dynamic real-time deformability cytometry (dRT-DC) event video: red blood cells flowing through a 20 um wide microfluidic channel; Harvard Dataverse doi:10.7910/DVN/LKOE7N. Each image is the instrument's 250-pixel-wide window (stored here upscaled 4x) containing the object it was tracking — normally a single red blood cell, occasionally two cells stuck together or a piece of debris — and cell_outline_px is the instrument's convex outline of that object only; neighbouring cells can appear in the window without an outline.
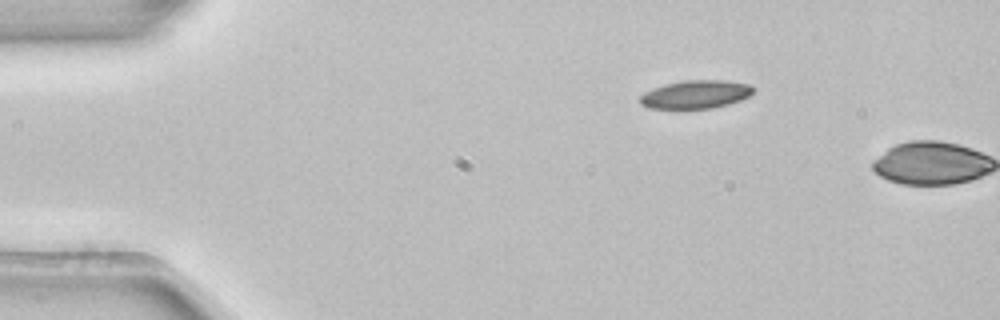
{"species": "common noctule bat (a hibernating species)", "species_latin": "Nyctalus noctula", "temperature_condition": "room temperature", "stored_images_in_passage": 2, "camera_frame_rate_fps": 3000, "um_per_image_px": 0.085, "animal": {"sex": "female", "body_mass_g": 22.7, "forearm_length_mm": 54.2}, "frame": {"image": 1, "passage_image": 2, "time_ms": 0.333, "image_size_px": [1000, 320], "cell_outline_px": [[752, 92], [748, 96], [740, 100], [728, 104], [712, 108], [680, 112], [648, 108], [640, 104], [640, 96], [644, 92], [668, 84], [688, 80], [724, 80], [752, 84]], "centroid_in_image_um": [59.08, 8.08], "position_along_channel_um": 25.9, "area_um2": 19.25}}